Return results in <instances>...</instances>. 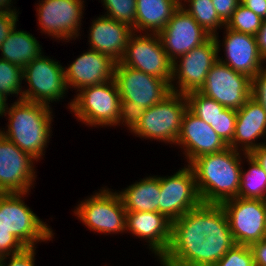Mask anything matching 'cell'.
I'll return each instance as SVG.
<instances>
[{"label":"cell","instance_id":"39","mask_svg":"<svg viewBox=\"0 0 266 266\" xmlns=\"http://www.w3.org/2000/svg\"><path fill=\"white\" fill-rule=\"evenodd\" d=\"M219 18L226 24L241 3V0H212Z\"/></svg>","mask_w":266,"mask_h":266},{"label":"cell","instance_id":"23","mask_svg":"<svg viewBox=\"0 0 266 266\" xmlns=\"http://www.w3.org/2000/svg\"><path fill=\"white\" fill-rule=\"evenodd\" d=\"M96 19L92 20L89 28L90 49L108 55L114 61L119 62L124 55L130 36L134 33L133 29L105 15Z\"/></svg>","mask_w":266,"mask_h":266},{"label":"cell","instance_id":"45","mask_svg":"<svg viewBox=\"0 0 266 266\" xmlns=\"http://www.w3.org/2000/svg\"><path fill=\"white\" fill-rule=\"evenodd\" d=\"M11 3H13L12 0H0V13L18 15V11H16V8L13 10L11 9V7H9Z\"/></svg>","mask_w":266,"mask_h":266},{"label":"cell","instance_id":"18","mask_svg":"<svg viewBox=\"0 0 266 266\" xmlns=\"http://www.w3.org/2000/svg\"><path fill=\"white\" fill-rule=\"evenodd\" d=\"M175 144L182 146L189 165L200 156L218 153L229 147L209 124L188 108L183 115L181 131Z\"/></svg>","mask_w":266,"mask_h":266},{"label":"cell","instance_id":"9","mask_svg":"<svg viewBox=\"0 0 266 266\" xmlns=\"http://www.w3.org/2000/svg\"><path fill=\"white\" fill-rule=\"evenodd\" d=\"M219 42L217 35L211 36L200 46L179 56L178 58L181 61L175 60L173 62V74L170 84L172 92L186 95L202 88L208 72L218 60V52L221 46ZM178 62L180 63L178 64ZM175 79L178 80L177 87L173 82L176 81Z\"/></svg>","mask_w":266,"mask_h":266},{"label":"cell","instance_id":"16","mask_svg":"<svg viewBox=\"0 0 266 266\" xmlns=\"http://www.w3.org/2000/svg\"><path fill=\"white\" fill-rule=\"evenodd\" d=\"M35 160L0 132V193L30 192L36 179Z\"/></svg>","mask_w":266,"mask_h":266},{"label":"cell","instance_id":"7","mask_svg":"<svg viewBox=\"0 0 266 266\" xmlns=\"http://www.w3.org/2000/svg\"><path fill=\"white\" fill-rule=\"evenodd\" d=\"M74 213L92 231L108 235L126 231V210L116 191L101 189L82 201Z\"/></svg>","mask_w":266,"mask_h":266},{"label":"cell","instance_id":"21","mask_svg":"<svg viewBox=\"0 0 266 266\" xmlns=\"http://www.w3.org/2000/svg\"><path fill=\"white\" fill-rule=\"evenodd\" d=\"M171 230L172 221L160 212H126V231L145 238L159 259L168 249Z\"/></svg>","mask_w":266,"mask_h":266},{"label":"cell","instance_id":"15","mask_svg":"<svg viewBox=\"0 0 266 266\" xmlns=\"http://www.w3.org/2000/svg\"><path fill=\"white\" fill-rule=\"evenodd\" d=\"M42 1V2H41ZM37 6V16L41 32L56 38L76 39L84 10V0H41Z\"/></svg>","mask_w":266,"mask_h":266},{"label":"cell","instance_id":"12","mask_svg":"<svg viewBox=\"0 0 266 266\" xmlns=\"http://www.w3.org/2000/svg\"><path fill=\"white\" fill-rule=\"evenodd\" d=\"M114 80L121 101H132L145 109L163 101L172 93L168 81L127 67L120 62L116 63Z\"/></svg>","mask_w":266,"mask_h":266},{"label":"cell","instance_id":"41","mask_svg":"<svg viewBox=\"0 0 266 266\" xmlns=\"http://www.w3.org/2000/svg\"><path fill=\"white\" fill-rule=\"evenodd\" d=\"M255 266H266V238L251 244Z\"/></svg>","mask_w":266,"mask_h":266},{"label":"cell","instance_id":"37","mask_svg":"<svg viewBox=\"0 0 266 266\" xmlns=\"http://www.w3.org/2000/svg\"><path fill=\"white\" fill-rule=\"evenodd\" d=\"M35 247H27L22 252L11 254L7 256H3L0 261L4 266H35ZM9 258V263H6V260Z\"/></svg>","mask_w":266,"mask_h":266},{"label":"cell","instance_id":"10","mask_svg":"<svg viewBox=\"0 0 266 266\" xmlns=\"http://www.w3.org/2000/svg\"><path fill=\"white\" fill-rule=\"evenodd\" d=\"M135 32L130 36L121 64L140 70L149 75L159 77L171 84L173 61L163 49L158 34Z\"/></svg>","mask_w":266,"mask_h":266},{"label":"cell","instance_id":"28","mask_svg":"<svg viewBox=\"0 0 266 266\" xmlns=\"http://www.w3.org/2000/svg\"><path fill=\"white\" fill-rule=\"evenodd\" d=\"M187 7H181L190 14L195 21L211 36L217 35V28L225 27V23L219 18L212 0H186ZM185 5V6H184ZM187 7V8H186Z\"/></svg>","mask_w":266,"mask_h":266},{"label":"cell","instance_id":"26","mask_svg":"<svg viewBox=\"0 0 266 266\" xmlns=\"http://www.w3.org/2000/svg\"><path fill=\"white\" fill-rule=\"evenodd\" d=\"M41 49L39 41L32 34L17 31L15 26L0 46V58L23 69L29 62L43 54Z\"/></svg>","mask_w":266,"mask_h":266},{"label":"cell","instance_id":"31","mask_svg":"<svg viewBox=\"0 0 266 266\" xmlns=\"http://www.w3.org/2000/svg\"><path fill=\"white\" fill-rule=\"evenodd\" d=\"M23 69L0 58V92L7 98L10 94L23 99L22 89Z\"/></svg>","mask_w":266,"mask_h":266},{"label":"cell","instance_id":"14","mask_svg":"<svg viewBox=\"0 0 266 266\" xmlns=\"http://www.w3.org/2000/svg\"><path fill=\"white\" fill-rule=\"evenodd\" d=\"M199 92L225 108L239 110L251 97V78L217 60Z\"/></svg>","mask_w":266,"mask_h":266},{"label":"cell","instance_id":"19","mask_svg":"<svg viewBox=\"0 0 266 266\" xmlns=\"http://www.w3.org/2000/svg\"><path fill=\"white\" fill-rule=\"evenodd\" d=\"M116 63L108 55L89 49L65 68L67 88L72 86L78 92L84 87L114 79Z\"/></svg>","mask_w":266,"mask_h":266},{"label":"cell","instance_id":"34","mask_svg":"<svg viewBox=\"0 0 266 266\" xmlns=\"http://www.w3.org/2000/svg\"><path fill=\"white\" fill-rule=\"evenodd\" d=\"M236 119V110L225 108L215 119L214 124L210 125L227 145L232 142Z\"/></svg>","mask_w":266,"mask_h":266},{"label":"cell","instance_id":"25","mask_svg":"<svg viewBox=\"0 0 266 266\" xmlns=\"http://www.w3.org/2000/svg\"><path fill=\"white\" fill-rule=\"evenodd\" d=\"M179 7L175 0H136V32L158 34Z\"/></svg>","mask_w":266,"mask_h":266},{"label":"cell","instance_id":"11","mask_svg":"<svg viewBox=\"0 0 266 266\" xmlns=\"http://www.w3.org/2000/svg\"><path fill=\"white\" fill-rule=\"evenodd\" d=\"M221 206L236 244L250 246L266 238L265 200L236 197Z\"/></svg>","mask_w":266,"mask_h":266},{"label":"cell","instance_id":"13","mask_svg":"<svg viewBox=\"0 0 266 266\" xmlns=\"http://www.w3.org/2000/svg\"><path fill=\"white\" fill-rule=\"evenodd\" d=\"M159 212L172 222L202 204L192 167H186L168 177H159Z\"/></svg>","mask_w":266,"mask_h":266},{"label":"cell","instance_id":"6","mask_svg":"<svg viewBox=\"0 0 266 266\" xmlns=\"http://www.w3.org/2000/svg\"><path fill=\"white\" fill-rule=\"evenodd\" d=\"M187 108L186 95L172 92L163 101L147 108L132 132L141 138L175 144Z\"/></svg>","mask_w":266,"mask_h":266},{"label":"cell","instance_id":"30","mask_svg":"<svg viewBox=\"0 0 266 266\" xmlns=\"http://www.w3.org/2000/svg\"><path fill=\"white\" fill-rule=\"evenodd\" d=\"M262 22L260 16L240 3L225 26L237 32L256 36Z\"/></svg>","mask_w":266,"mask_h":266},{"label":"cell","instance_id":"22","mask_svg":"<svg viewBox=\"0 0 266 266\" xmlns=\"http://www.w3.org/2000/svg\"><path fill=\"white\" fill-rule=\"evenodd\" d=\"M236 112L235 131L232 142L228 146L249 154L263 144V142L255 143L258 138L265 137L266 139V112L251 97Z\"/></svg>","mask_w":266,"mask_h":266},{"label":"cell","instance_id":"1","mask_svg":"<svg viewBox=\"0 0 266 266\" xmlns=\"http://www.w3.org/2000/svg\"><path fill=\"white\" fill-rule=\"evenodd\" d=\"M225 210L201 204L172 222L161 266H213L235 245Z\"/></svg>","mask_w":266,"mask_h":266},{"label":"cell","instance_id":"40","mask_svg":"<svg viewBox=\"0 0 266 266\" xmlns=\"http://www.w3.org/2000/svg\"><path fill=\"white\" fill-rule=\"evenodd\" d=\"M18 21V15L0 13V46L14 29Z\"/></svg>","mask_w":266,"mask_h":266},{"label":"cell","instance_id":"20","mask_svg":"<svg viewBox=\"0 0 266 266\" xmlns=\"http://www.w3.org/2000/svg\"><path fill=\"white\" fill-rule=\"evenodd\" d=\"M224 33V51L226 59L223 60L218 56V60L234 71L244 74L249 78L254 77L259 71L263 70L262 66L265 60L260 55L256 36L237 32L228 29L226 26Z\"/></svg>","mask_w":266,"mask_h":266},{"label":"cell","instance_id":"29","mask_svg":"<svg viewBox=\"0 0 266 266\" xmlns=\"http://www.w3.org/2000/svg\"><path fill=\"white\" fill-rule=\"evenodd\" d=\"M188 109L205 123L213 125L218 115L225 109L214 99L204 96L199 91L186 94Z\"/></svg>","mask_w":266,"mask_h":266},{"label":"cell","instance_id":"48","mask_svg":"<svg viewBox=\"0 0 266 266\" xmlns=\"http://www.w3.org/2000/svg\"><path fill=\"white\" fill-rule=\"evenodd\" d=\"M265 227H266V200H265Z\"/></svg>","mask_w":266,"mask_h":266},{"label":"cell","instance_id":"35","mask_svg":"<svg viewBox=\"0 0 266 266\" xmlns=\"http://www.w3.org/2000/svg\"><path fill=\"white\" fill-rule=\"evenodd\" d=\"M145 110V108L137 106L135 102L121 101L118 124L124 123L123 125L127 126L132 133L143 117Z\"/></svg>","mask_w":266,"mask_h":266},{"label":"cell","instance_id":"46","mask_svg":"<svg viewBox=\"0 0 266 266\" xmlns=\"http://www.w3.org/2000/svg\"><path fill=\"white\" fill-rule=\"evenodd\" d=\"M7 98L0 92V117L1 116H6L4 115L6 109H7V102H6Z\"/></svg>","mask_w":266,"mask_h":266},{"label":"cell","instance_id":"4","mask_svg":"<svg viewBox=\"0 0 266 266\" xmlns=\"http://www.w3.org/2000/svg\"><path fill=\"white\" fill-rule=\"evenodd\" d=\"M119 89L114 79L79 90L69 109L80 122L89 126H117L120 114Z\"/></svg>","mask_w":266,"mask_h":266},{"label":"cell","instance_id":"2","mask_svg":"<svg viewBox=\"0 0 266 266\" xmlns=\"http://www.w3.org/2000/svg\"><path fill=\"white\" fill-rule=\"evenodd\" d=\"M239 153L240 151L227 147L221 152L200 156L190 164L203 204L221 205L239 197L243 169L242 155Z\"/></svg>","mask_w":266,"mask_h":266},{"label":"cell","instance_id":"17","mask_svg":"<svg viewBox=\"0 0 266 266\" xmlns=\"http://www.w3.org/2000/svg\"><path fill=\"white\" fill-rule=\"evenodd\" d=\"M158 36L173 62L211 37L181 6Z\"/></svg>","mask_w":266,"mask_h":266},{"label":"cell","instance_id":"36","mask_svg":"<svg viewBox=\"0 0 266 266\" xmlns=\"http://www.w3.org/2000/svg\"><path fill=\"white\" fill-rule=\"evenodd\" d=\"M251 98L266 112V67L251 78Z\"/></svg>","mask_w":266,"mask_h":266},{"label":"cell","instance_id":"8","mask_svg":"<svg viewBox=\"0 0 266 266\" xmlns=\"http://www.w3.org/2000/svg\"><path fill=\"white\" fill-rule=\"evenodd\" d=\"M48 56H39L23 68V79L29 88L23 90V100L49 106L60 101L68 90L65 68Z\"/></svg>","mask_w":266,"mask_h":266},{"label":"cell","instance_id":"27","mask_svg":"<svg viewBox=\"0 0 266 266\" xmlns=\"http://www.w3.org/2000/svg\"><path fill=\"white\" fill-rule=\"evenodd\" d=\"M243 155L250 167L247 172L241 170L239 197L266 200V173L250 154Z\"/></svg>","mask_w":266,"mask_h":266},{"label":"cell","instance_id":"43","mask_svg":"<svg viewBox=\"0 0 266 266\" xmlns=\"http://www.w3.org/2000/svg\"><path fill=\"white\" fill-rule=\"evenodd\" d=\"M260 55L266 62V19H263L262 26L256 35Z\"/></svg>","mask_w":266,"mask_h":266},{"label":"cell","instance_id":"47","mask_svg":"<svg viewBox=\"0 0 266 266\" xmlns=\"http://www.w3.org/2000/svg\"><path fill=\"white\" fill-rule=\"evenodd\" d=\"M180 6L185 3L186 0H184V2L182 3L183 0H175Z\"/></svg>","mask_w":266,"mask_h":266},{"label":"cell","instance_id":"44","mask_svg":"<svg viewBox=\"0 0 266 266\" xmlns=\"http://www.w3.org/2000/svg\"><path fill=\"white\" fill-rule=\"evenodd\" d=\"M266 173V142L249 153Z\"/></svg>","mask_w":266,"mask_h":266},{"label":"cell","instance_id":"33","mask_svg":"<svg viewBox=\"0 0 266 266\" xmlns=\"http://www.w3.org/2000/svg\"><path fill=\"white\" fill-rule=\"evenodd\" d=\"M213 266H255L249 246L235 244Z\"/></svg>","mask_w":266,"mask_h":266},{"label":"cell","instance_id":"5","mask_svg":"<svg viewBox=\"0 0 266 266\" xmlns=\"http://www.w3.org/2000/svg\"><path fill=\"white\" fill-rule=\"evenodd\" d=\"M27 193H0V231L13 234L26 248L50 241L51 227L23 202Z\"/></svg>","mask_w":266,"mask_h":266},{"label":"cell","instance_id":"24","mask_svg":"<svg viewBox=\"0 0 266 266\" xmlns=\"http://www.w3.org/2000/svg\"><path fill=\"white\" fill-rule=\"evenodd\" d=\"M159 177L149 176L119 192L126 212H159Z\"/></svg>","mask_w":266,"mask_h":266},{"label":"cell","instance_id":"38","mask_svg":"<svg viewBox=\"0 0 266 266\" xmlns=\"http://www.w3.org/2000/svg\"><path fill=\"white\" fill-rule=\"evenodd\" d=\"M25 248L13 234L0 231V254L2 256L22 252Z\"/></svg>","mask_w":266,"mask_h":266},{"label":"cell","instance_id":"3","mask_svg":"<svg viewBox=\"0 0 266 266\" xmlns=\"http://www.w3.org/2000/svg\"><path fill=\"white\" fill-rule=\"evenodd\" d=\"M8 129L0 132L19 149L38 161L51 137L52 110L50 106L17 99L7 109Z\"/></svg>","mask_w":266,"mask_h":266},{"label":"cell","instance_id":"42","mask_svg":"<svg viewBox=\"0 0 266 266\" xmlns=\"http://www.w3.org/2000/svg\"><path fill=\"white\" fill-rule=\"evenodd\" d=\"M241 4L252 10L262 19H266V0H241Z\"/></svg>","mask_w":266,"mask_h":266},{"label":"cell","instance_id":"32","mask_svg":"<svg viewBox=\"0 0 266 266\" xmlns=\"http://www.w3.org/2000/svg\"><path fill=\"white\" fill-rule=\"evenodd\" d=\"M105 16L123 23L136 32V0H101ZM107 13V14H106Z\"/></svg>","mask_w":266,"mask_h":266}]
</instances>
